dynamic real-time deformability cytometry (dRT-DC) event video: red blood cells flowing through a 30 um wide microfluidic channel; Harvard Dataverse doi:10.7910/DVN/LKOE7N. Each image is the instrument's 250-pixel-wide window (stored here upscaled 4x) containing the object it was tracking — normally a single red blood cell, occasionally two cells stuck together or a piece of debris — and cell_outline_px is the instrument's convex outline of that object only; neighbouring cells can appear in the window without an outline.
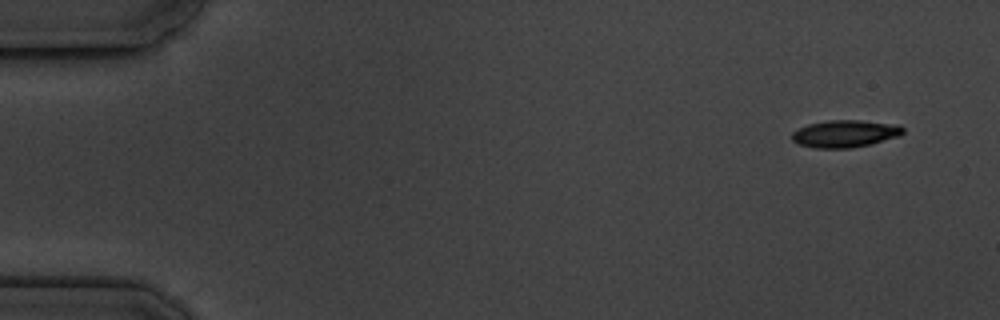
{"species": "common noctule bat (a hibernating species)", "species_latin": "Nyctalus noctula", "temperature_condition": "cold", "stored_images_in_passage": 4, "camera_frame_rate_fps": 3000, "um_per_image_px": 0.085, "animal": {"sex": "male", "body_mass_g": 19.5, "forearm_length_mm": 54.6}, "frame": {"image": 1, "passage_image": 1, "time_ms": 0.0, "image_size_px": [1000, 320], "cell_outline_px": [[904, 132], [900, 136], [872, 144], [852, 148], [816, 148], [800, 144], [792, 140], [792, 132], [808, 124], [828, 120], [860, 120], [900, 124], [904, 128]], "centroid_in_image_um": [71.89, 11.36], "position_along_channel_um": 13.1, "area_um2": 17.8}}